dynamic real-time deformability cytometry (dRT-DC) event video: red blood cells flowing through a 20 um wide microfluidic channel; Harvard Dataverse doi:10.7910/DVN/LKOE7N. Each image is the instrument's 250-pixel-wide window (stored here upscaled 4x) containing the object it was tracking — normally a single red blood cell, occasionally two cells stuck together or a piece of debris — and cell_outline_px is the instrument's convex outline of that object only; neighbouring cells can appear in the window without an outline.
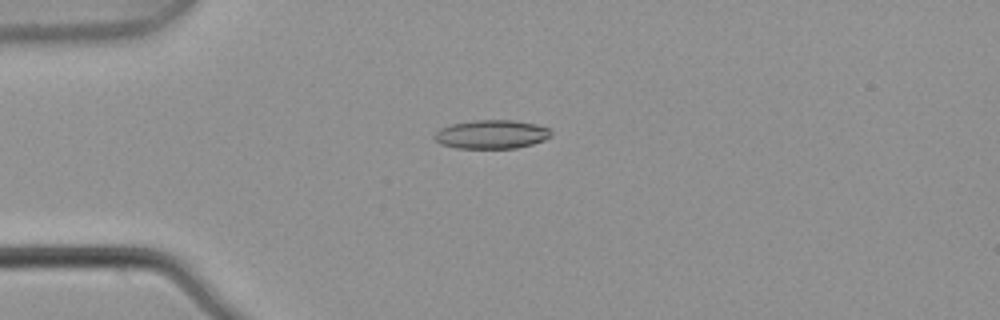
{"species": "common noctule bat (a hibernating species)", "species_latin": "Nyctalus noctula", "temperature_condition": "warm", "stored_images_in_passage": 4, "camera_frame_rate_fps": 3000, "um_per_image_px": 0.085, "animal": {"sex": "male", "body_mass_g": 21.5, "forearm_length_mm": 52.0}, "frame": {"image": 1, "passage_image": 4, "time_ms": 1.0, "image_size_px": [1000, 320], "cell_outline_px": [[552, 136], [544, 140], [532, 144], [516, 148], [456, 148], [440, 144], [432, 136], [440, 128], [448, 124], [476, 120], [516, 120], [536, 124], [548, 128], [552, 132]], "centroid_in_image_um": [41.77, 11.41], "position_along_channel_um": 43.2, "area_um2": 19.71}}